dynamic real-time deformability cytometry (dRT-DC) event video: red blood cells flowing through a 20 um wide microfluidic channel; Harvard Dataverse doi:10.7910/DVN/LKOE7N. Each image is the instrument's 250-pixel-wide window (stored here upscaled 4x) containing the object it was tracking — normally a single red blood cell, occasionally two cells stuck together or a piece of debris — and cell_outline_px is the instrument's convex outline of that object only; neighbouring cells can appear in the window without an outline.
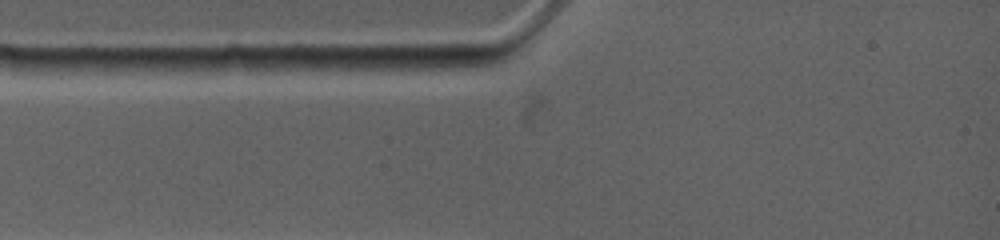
{"species": "common noctule bat (a hibernating species)", "species_latin": "Nyctalus noctula", "temperature_condition": "warm", "stored_images_in_passage": 1, "camera_frame_rate_fps": 4500, "um_per_image_px": 0.085, "animal": {"sex": "female", "body_mass_g": 19.0, "forearm_length_mm": 53.3}, "frame": {"image": 1, "passage_image": 1, "time_ms": 0.0, "image_size_px": [1000, 240], "cell_outline_px": [[504, 56], [500, 60], [492, 64], [428, 76], [404, 76], [372, 72], [364, 68], [372, 56], [504, 52]], "centroid_in_image_um": [36.55, 5.38], "position_along_channel_um": 48.5, "area_um2": 16.88}}